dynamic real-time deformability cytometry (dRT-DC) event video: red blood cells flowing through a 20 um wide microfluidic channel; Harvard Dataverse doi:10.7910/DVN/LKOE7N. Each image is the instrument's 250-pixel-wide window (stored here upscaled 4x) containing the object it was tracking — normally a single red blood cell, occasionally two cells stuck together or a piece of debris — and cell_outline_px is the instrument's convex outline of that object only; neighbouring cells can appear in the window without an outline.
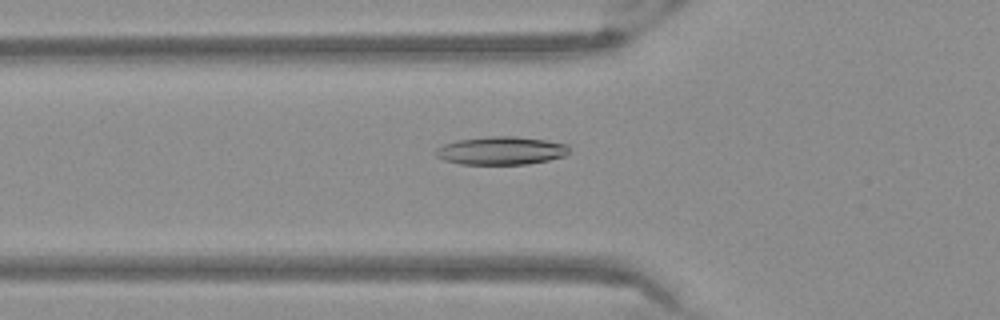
{"species": "Egyptian fruit bat (a non-hibernating species)", "species_latin": "Rousettus aegyptiacus", "temperature_condition": "warm", "stored_images_in_passage": 43, "camera_frame_rate_fps": 3000, "um_per_image_px": 0.085, "frame": {"image": 1, "passage_image": 9, "time_ms": 2.667, "image_size_px": [1000, 320], "cell_outline_px": [[568, 152], [564, 156], [548, 160], [528, 164], [460, 164], [444, 160], [436, 156], [436, 148], [444, 144], [456, 140], [488, 136], [512, 136], [544, 140], [568, 144]], "centroid_in_image_um": [42.57, 12.8], "position_along_channel_um": 83.2, "area_um2": 21.79}}
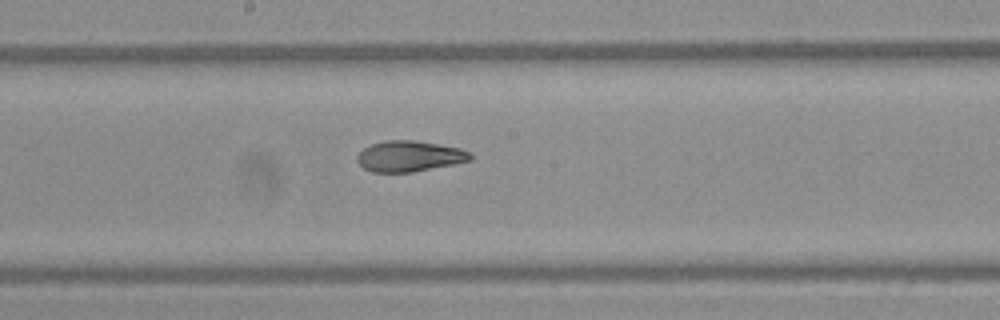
{"frame": {"image": 2, "passage_image": 19, "time_ms": 6.0, "image_size_px": [1000, 320], "cell_outline_px": [[472, 160], [456, 164], [412, 172], [372, 172], [364, 168], [356, 160], [356, 156], [364, 148], [372, 144], [384, 140], [412, 140], [460, 148], [468, 152], [472, 156]], "centroid_in_image_um": [34.79, 13.28], "position_along_channel_um": 213.4, "area_um2": 20.23}}
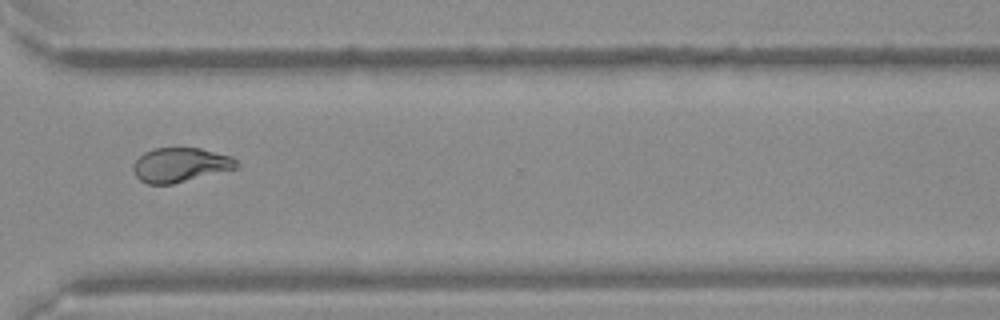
{"frame": {"image": 3, "passage_image": 30, "time_ms": 9.667, "image_size_px": [1000, 320], "cell_outline_px": [[240, 168], [172, 184], [148, 184], [140, 180], [136, 176], [132, 168], [132, 164], [144, 152], [152, 148], [200, 148], [232, 156], [236, 160]], "centroid_in_image_um": [15.34, 14.02], "position_along_channel_um": 355.3, "area_um2": 20.87}}